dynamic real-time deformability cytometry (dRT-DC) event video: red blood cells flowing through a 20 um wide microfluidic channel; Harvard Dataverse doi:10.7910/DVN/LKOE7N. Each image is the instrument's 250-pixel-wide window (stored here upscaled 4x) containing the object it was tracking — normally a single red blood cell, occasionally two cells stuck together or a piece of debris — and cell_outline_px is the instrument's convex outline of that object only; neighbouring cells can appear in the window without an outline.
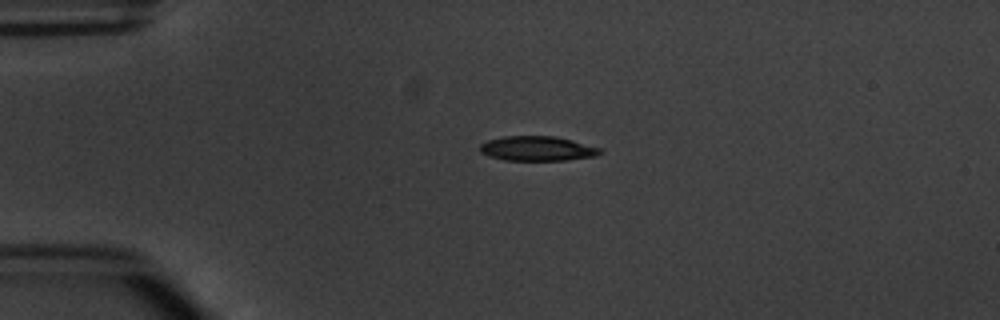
{"species": "common noctule bat (a hibernating species)", "species_latin": "Nyctalus noctula", "temperature_condition": "warm", "stored_images_in_passage": 2, "camera_frame_rate_fps": 3000, "um_per_image_px": 0.085, "animal": {"sex": "male", "body_mass_g": 20.1, "forearm_length_mm": 53.5}, "frame": {"image": 1, "passage_image": 1, "time_ms": 0.0, "image_size_px": [1000, 320], "cell_outline_px": [[604, 148], [596, 156], [564, 160], [504, 160], [488, 156], [480, 152], [480, 144], [488, 140], [504, 136], [556, 136]], "centroid_in_image_um": [45.68, 12.62], "position_along_channel_um": 39.3, "area_um2": 17.34}}